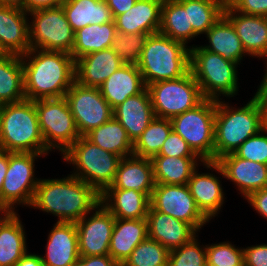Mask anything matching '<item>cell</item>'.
<instances>
[{"label":"cell","instance_id":"obj_1","mask_svg":"<svg viewBox=\"0 0 267 266\" xmlns=\"http://www.w3.org/2000/svg\"><path fill=\"white\" fill-rule=\"evenodd\" d=\"M21 61L28 100L65 97L76 81L75 60L69 53L30 49Z\"/></svg>","mask_w":267,"mask_h":266},{"label":"cell","instance_id":"obj_2","mask_svg":"<svg viewBox=\"0 0 267 266\" xmlns=\"http://www.w3.org/2000/svg\"><path fill=\"white\" fill-rule=\"evenodd\" d=\"M100 203V193L84 181L68 175L39 179L31 207L58 217V222H77Z\"/></svg>","mask_w":267,"mask_h":266},{"label":"cell","instance_id":"obj_3","mask_svg":"<svg viewBox=\"0 0 267 266\" xmlns=\"http://www.w3.org/2000/svg\"><path fill=\"white\" fill-rule=\"evenodd\" d=\"M0 149L45 155L51 152L45 146L34 101L0 105Z\"/></svg>","mask_w":267,"mask_h":266},{"label":"cell","instance_id":"obj_4","mask_svg":"<svg viewBox=\"0 0 267 266\" xmlns=\"http://www.w3.org/2000/svg\"><path fill=\"white\" fill-rule=\"evenodd\" d=\"M220 100L215 113L214 161L235 153L248 138L261 131L262 105L255 96L237 109Z\"/></svg>","mask_w":267,"mask_h":266},{"label":"cell","instance_id":"obj_5","mask_svg":"<svg viewBox=\"0 0 267 266\" xmlns=\"http://www.w3.org/2000/svg\"><path fill=\"white\" fill-rule=\"evenodd\" d=\"M160 32L150 34L137 67L145 86L177 79L190 70V47Z\"/></svg>","mask_w":267,"mask_h":266},{"label":"cell","instance_id":"obj_6","mask_svg":"<svg viewBox=\"0 0 267 266\" xmlns=\"http://www.w3.org/2000/svg\"><path fill=\"white\" fill-rule=\"evenodd\" d=\"M238 65L201 46H190V71L206 99L219 100L221 94L225 97L237 95Z\"/></svg>","mask_w":267,"mask_h":266},{"label":"cell","instance_id":"obj_7","mask_svg":"<svg viewBox=\"0 0 267 266\" xmlns=\"http://www.w3.org/2000/svg\"><path fill=\"white\" fill-rule=\"evenodd\" d=\"M62 158L75 166L71 175L91 185L100 194L113 183L121 160L120 156L103 150L85 136L74 142Z\"/></svg>","mask_w":267,"mask_h":266},{"label":"cell","instance_id":"obj_8","mask_svg":"<svg viewBox=\"0 0 267 266\" xmlns=\"http://www.w3.org/2000/svg\"><path fill=\"white\" fill-rule=\"evenodd\" d=\"M216 106L217 100L205 98L194 108L170 119L172 130L203 161H214Z\"/></svg>","mask_w":267,"mask_h":266},{"label":"cell","instance_id":"obj_9","mask_svg":"<svg viewBox=\"0 0 267 266\" xmlns=\"http://www.w3.org/2000/svg\"><path fill=\"white\" fill-rule=\"evenodd\" d=\"M155 117L171 119L200 104L205 98L189 70L184 76L146 86Z\"/></svg>","mask_w":267,"mask_h":266},{"label":"cell","instance_id":"obj_10","mask_svg":"<svg viewBox=\"0 0 267 266\" xmlns=\"http://www.w3.org/2000/svg\"><path fill=\"white\" fill-rule=\"evenodd\" d=\"M45 146L64 152L81 136L65 97L35 100Z\"/></svg>","mask_w":267,"mask_h":266},{"label":"cell","instance_id":"obj_11","mask_svg":"<svg viewBox=\"0 0 267 266\" xmlns=\"http://www.w3.org/2000/svg\"><path fill=\"white\" fill-rule=\"evenodd\" d=\"M29 42L31 49L61 51L71 54L74 31L62 6L29 12Z\"/></svg>","mask_w":267,"mask_h":266},{"label":"cell","instance_id":"obj_12","mask_svg":"<svg viewBox=\"0 0 267 266\" xmlns=\"http://www.w3.org/2000/svg\"><path fill=\"white\" fill-rule=\"evenodd\" d=\"M45 154L9 152V165L1 191V207L15 212V206H31L39 179L35 159Z\"/></svg>","mask_w":267,"mask_h":266},{"label":"cell","instance_id":"obj_13","mask_svg":"<svg viewBox=\"0 0 267 266\" xmlns=\"http://www.w3.org/2000/svg\"><path fill=\"white\" fill-rule=\"evenodd\" d=\"M65 98L80 136H85L113 117V109L97 87H86L75 81Z\"/></svg>","mask_w":267,"mask_h":266},{"label":"cell","instance_id":"obj_14","mask_svg":"<svg viewBox=\"0 0 267 266\" xmlns=\"http://www.w3.org/2000/svg\"><path fill=\"white\" fill-rule=\"evenodd\" d=\"M150 206L156 211L190 224L197 232L209 222L197 208L187 184H155Z\"/></svg>","mask_w":267,"mask_h":266},{"label":"cell","instance_id":"obj_15","mask_svg":"<svg viewBox=\"0 0 267 266\" xmlns=\"http://www.w3.org/2000/svg\"><path fill=\"white\" fill-rule=\"evenodd\" d=\"M207 169H214L227 180L234 182L246 199L251 193L267 188V165L238 157L235 153L217 161H203Z\"/></svg>","mask_w":267,"mask_h":266},{"label":"cell","instance_id":"obj_16","mask_svg":"<svg viewBox=\"0 0 267 266\" xmlns=\"http://www.w3.org/2000/svg\"><path fill=\"white\" fill-rule=\"evenodd\" d=\"M92 216L86 214L75 222L78 234L80 257L109 255V244L115 217L101 204L95 207Z\"/></svg>","mask_w":267,"mask_h":266},{"label":"cell","instance_id":"obj_17","mask_svg":"<svg viewBox=\"0 0 267 266\" xmlns=\"http://www.w3.org/2000/svg\"><path fill=\"white\" fill-rule=\"evenodd\" d=\"M224 15L234 26L246 53L267 60V17L239 13L228 3Z\"/></svg>","mask_w":267,"mask_h":266},{"label":"cell","instance_id":"obj_18","mask_svg":"<svg viewBox=\"0 0 267 266\" xmlns=\"http://www.w3.org/2000/svg\"><path fill=\"white\" fill-rule=\"evenodd\" d=\"M27 16L23 9L0 6V53L22 56L31 49Z\"/></svg>","mask_w":267,"mask_h":266},{"label":"cell","instance_id":"obj_19","mask_svg":"<svg viewBox=\"0 0 267 266\" xmlns=\"http://www.w3.org/2000/svg\"><path fill=\"white\" fill-rule=\"evenodd\" d=\"M43 266H72L80 257L75 222H56L48 235Z\"/></svg>","mask_w":267,"mask_h":266},{"label":"cell","instance_id":"obj_20","mask_svg":"<svg viewBox=\"0 0 267 266\" xmlns=\"http://www.w3.org/2000/svg\"><path fill=\"white\" fill-rule=\"evenodd\" d=\"M148 237L169 251L189 242L197 231L188 223L149 207L147 214Z\"/></svg>","mask_w":267,"mask_h":266},{"label":"cell","instance_id":"obj_21","mask_svg":"<svg viewBox=\"0 0 267 266\" xmlns=\"http://www.w3.org/2000/svg\"><path fill=\"white\" fill-rule=\"evenodd\" d=\"M124 63L112 48L88 53L75 61L76 81L86 87H99Z\"/></svg>","mask_w":267,"mask_h":266},{"label":"cell","instance_id":"obj_22","mask_svg":"<svg viewBox=\"0 0 267 266\" xmlns=\"http://www.w3.org/2000/svg\"><path fill=\"white\" fill-rule=\"evenodd\" d=\"M113 117L120 122L134 143L155 118L147 88L115 107Z\"/></svg>","mask_w":267,"mask_h":266},{"label":"cell","instance_id":"obj_23","mask_svg":"<svg viewBox=\"0 0 267 266\" xmlns=\"http://www.w3.org/2000/svg\"><path fill=\"white\" fill-rule=\"evenodd\" d=\"M101 204L119 219L147 218L150 197L138 190L106 188L100 194Z\"/></svg>","mask_w":267,"mask_h":266},{"label":"cell","instance_id":"obj_24","mask_svg":"<svg viewBox=\"0 0 267 266\" xmlns=\"http://www.w3.org/2000/svg\"><path fill=\"white\" fill-rule=\"evenodd\" d=\"M154 187L155 180L151 159L132 155L121 158L115 179L107 188L138 190L151 197Z\"/></svg>","mask_w":267,"mask_h":266},{"label":"cell","instance_id":"obj_25","mask_svg":"<svg viewBox=\"0 0 267 266\" xmlns=\"http://www.w3.org/2000/svg\"><path fill=\"white\" fill-rule=\"evenodd\" d=\"M163 0H137L127 12L118 15L114 21L116 31L154 34L159 31Z\"/></svg>","mask_w":267,"mask_h":266},{"label":"cell","instance_id":"obj_26","mask_svg":"<svg viewBox=\"0 0 267 266\" xmlns=\"http://www.w3.org/2000/svg\"><path fill=\"white\" fill-rule=\"evenodd\" d=\"M98 88L104 99L114 109L128 97L141 93L146 86L137 65L123 64Z\"/></svg>","mask_w":267,"mask_h":266},{"label":"cell","instance_id":"obj_27","mask_svg":"<svg viewBox=\"0 0 267 266\" xmlns=\"http://www.w3.org/2000/svg\"><path fill=\"white\" fill-rule=\"evenodd\" d=\"M148 237L147 219H119L109 244V255L121 266L136 246Z\"/></svg>","mask_w":267,"mask_h":266},{"label":"cell","instance_id":"obj_28","mask_svg":"<svg viewBox=\"0 0 267 266\" xmlns=\"http://www.w3.org/2000/svg\"><path fill=\"white\" fill-rule=\"evenodd\" d=\"M197 172V169L193 172L187 185L197 208L208 220H211L221 210L225 194L216 175Z\"/></svg>","mask_w":267,"mask_h":266},{"label":"cell","instance_id":"obj_29","mask_svg":"<svg viewBox=\"0 0 267 266\" xmlns=\"http://www.w3.org/2000/svg\"><path fill=\"white\" fill-rule=\"evenodd\" d=\"M209 44L201 46L212 53L219 54L226 60L241 63L247 55L236 30L229 19L223 15L206 32Z\"/></svg>","mask_w":267,"mask_h":266},{"label":"cell","instance_id":"obj_30","mask_svg":"<svg viewBox=\"0 0 267 266\" xmlns=\"http://www.w3.org/2000/svg\"><path fill=\"white\" fill-rule=\"evenodd\" d=\"M61 6L74 32L87 25L114 20L105 0H63Z\"/></svg>","mask_w":267,"mask_h":266},{"label":"cell","instance_id":"obj_31","mask_svg":"<svg viewBox=\"0 0 267 266\" xmlns=\"http://www.w3.org/2000/svg\"><path fill=\"white\" fill-rule=\"evenodd\" d=\"M19 217L15 211L0 225V266H16L28 251Z\"/></svg>","mask_w":267,"mask_h":266},{"label":"cell","instance_id":"obj_32","mask_svg":"<svg viewBox=\"0 0 267 266\" xmlns=\"http://www.w3.org/2000/svg\"><path fill=\"white\" fill-rule=\"evenodd\" d=\"M200 159V160H199ZM155 184H188L193 172L198 169L200 157L154 156L152 159Z\"/></svg>","mask_w":267,"mask_h":266},{"label":"cell","instance_id":"obj_33","mask_svg":"<svg viewBox=\"0 0 267 266\" xmlns=\"http://www.w3.org/2000/svg\"><path fill=\"white\" fill-rule=\"evenodd\" d=\"M116 33L114 20L103 24L87 25L75 31L71 53L73 59L76 61L88 53L111 48Z\"/></svg>","mask_w":267,"mask_h":266},{"label":"cell","instance_id":"obj_34","mask_svg":"<svg viewBox=\"0 0 267 266\" xmlns=\"http://www.w3.org/2000/svg\"><path fill=\"white\" fill-rule=\"evenodd\" d=\"M26 99L21 56L0 54V105Z\"/></svg>","mask_w":267,"mask_h":266},{"label":"cell","instance_id":"obj_35","mask_svg":"<svg viewBox=\"0 0 267 266\" xmlns=\"http://www.w3.org/2000/svg\"><path fill=\"white\" fill-rule=\"evenodd\" d=\"M85 137L103 150L112 152L121 158L133 155V142L127 131L114 117L92 129Z\"/></svg>","mask_w":267,"mask_h":266},{"label":"cell","instance_id":"obj_36","mask_svg":"<svg viewBox=\"0 0 267 266\" xmlns=\"http://www.w3.org/2000/svg\"><path fill=\"white\" fill-rule=\"evenodd\" d=\"M158 32L185 45L198 36L193 27L189 26L188 9L178 0H163Z\"/></svg>","mask_w":267,"mask_h":266},{"label":"cell","instance_id":"obj_37","mask_svg":"<svg viewBox=\"0 0 267 266\" xmlns=\"http://www.w3.org/2000/svg\"><path fill=\"white\" fill-rule=\"evenodd\" d=\"M188 9L189 26L197 35L206 34L224 15L227 0H178Z\"/></svg>","mask_w":267,"mask_h":266},{"label":"cell","instance_id":"obj_38","mask_svg":"<svg viewBox=\"0 0 267 266\" xmlns=\"http://www.w3.org/2000/svg\"><path fill=\"white\" fill-rule=\"evenodd\" d=\"M171 131L170 119L155 117L147 129L133 143V155L152 159L158 155Z\"/></svg>","mask_w":267,"mask_h":266},{"label":"cell","instance_id":"obj_39","mask_svg":"<svg viewBox=\"0 0 267 266\" xmlns=\"http://www.w3.org/2000/svg\"><path fill=\"white\" fill-rule=\"evenodd\" d=\"M169 252L162 244L147 237L121 266H168Z\"/></svg>","mask_w":267,"mask_h":266},{"label":"cell","instance_id":"obj_40","mask_svg":"<svg viewBox=\"0 0 267 266\" xmlns=\"http://www.w3.org/2000/svg\"><path fill=\"white\" fill-rule=\"evenodd\" d=\"M148 36V33L127 34L117 32L112 41L111 48L124 64L137 65Z\"/></svg>","mask_w":267,"mask_h":266},{"label":"cell","instance_id":"obj_41","mask_svg":"<svg viewBox=\"0 0 267 266\" xmlns=\"http://www.w3.org/2000/svg\"><path fill=\"white\" fill-rule=\"evenodd\" d=\"M197 236L169 252L168 266H207L206 245L202 248Z\"/></svg>","mask_w":267,"mask_h":266},{"label":"cell","instance_id":"obj_42","mask_svg":"<svg viewBox=\"0 0 267 266\" xmlns=\"http://www.w3.org/2000/svg\"><path fill=\"white\" fill-rule=\"evenodd\" d=\"M207 266H244L243 249L230 242L206 245Z\"/></svg>","mask_w":267,"mask_h":266},{"label":"cell","instance_id":"obj_43","mask_svg":"<svg viewBox=\"0 0 267 266\" xmlns=\"http://www.w3.org/2000/svg\"><path fill=\"white\" fill-rule=\"evenodd\" d=\"M235 154L242 159L267 165V135L259 131L248 138Z\"/></svg>","mask_w":267,"mask_h":266},{"label":"cell","instance_id":"obj_44","mask_svg":"<svg viewBox=\"0 0 267 266\" xmlns=\"http://www.w3.org/2000/svg\"><path fill=\"white\" fill-rule=\"evenodd\" d=\"M156 156L168 157H199L188 146L187 142L173 130L168 135L160 152Z\"/></svg>","mask_w":267,"mask_h":266},{"label":"cell","instance_id":"obj_45","mask_svg":"<svg viewBox=\"0 0 267 266\" xmlns=\"http://www.w3.org/2000/svg\"><path fill=\"white\" fill-rule=\"evenodd\" d=\"M237 12L267 17V0H227Z\"/></svg>","mask_w":267,"mask_h":266},{"label":"cell","instance_id":"obj_46","mask_svg":"<svg viewBox=\"0 0 267 266\" xmlns=\"http://www.w3.org/2000/svg\"><path fill=\"white\" fill-rule=\"evenodd\" d=\"M244 266H267V244L243 248Z\"/></svg>","mask_w":267,"mask_h":266},{"label":"cell","instance_id":"obj_47","mask_svg":"<svg viewBox=\"0 0 267 266\" xmlns=\"http://www.w3.org/2000/svg\"><path fill=\"white\" fill-rule=\"evenodd\" d=\"M246 200L259 215L267 219V188L251 193Z\"/></svg>","mask_w":267,"mask_h":266},{"label":"cell","instance_id":"obj_48","mask_svg":"<svg viewBox=\"0 0 267 266\" xmlns=\"http://www.w3.org/2000/svg\"><path fill=\"white\" fill-rule=\"evenodd\" d=\"M72 266H120L110 255L79 257Z\"/></svg>","mask_w":267,"mask_h":266},{"label":"cell","instance_id":"obj_49","mask_svg":"<svg viewBox=\"0 0 267 266\" xmlns=\"http://www.w3.org/2000/svg\"><path fill=\"white\" fill-rule=\"evenodd\" d=\"M137 0H105L107 6L110 8L113 18L121 15L135 4Z\"/></svg>","mask_w":267,"mask_h":266},{"label":"cell","instance_id":"obj_50","mask_svg":"<svg viewBox=\"0 0 267 266\" xmlns=\"http://www.w3.org/2000/svg\"><path fill=\"white\" fill-rule=\"evenodd\" d=\"M63 0H25V12L29 13L38 9L58 7Z\"/></svg>","mask_w":267,"mask_h":266},{"label":"cell","instance_id":"obj_51","mask_svg":"<svg viewBox=\"0 0 267 266\" xmlns=\"http://www.w3.org/2000/svg\"><path fill=\"white\" fill-rule=\"evenodd\" d=\"M9 165V152L0 149V207H1V191L4 178L6 176V171Z\"/></svg>","mask_w":267,"mask_h":266},{"label":"cell","instance_id":"obj_52","mask_svg":"<svg viewBox=\"0 0 267 266\" xmlns=\"http://www.w3.org/2000/svg\"><path fill=\"white\" fill-rule=\"evenodd\" d=\"M27 252L16 264V266H43L40 255L28 254Z\"/></svg>","mask_w":267,"mask_h":266},{"label":"cell","instance_id":"obj_53","mask_svg":"<svg viewBox=\"0 0 267 266\" xmlns=\"http://www.w3.org/2000/svg\"><path fill=\"white\" fill-rule=\"evenodd\" d=\"M266 65H267V61H266ZM265 71L266 72L264 74L263 80L261 81V84L259 85V88L254 96L259 100L261 105L267 106V68Z\"/></svg>","mask_w":267,"mask_h":266},{"label":"cell","instance_id":"obj_54","mask_svg":"<svg viewBox=\"0 0 267 266\" xmlns=\"http://www.w3.org/2000/svg\"><path fill=\"white\" fill-rule=\"evenodd\" d=\"M0 6H10L25 11V0H0Z\"/></svg>","mask_w":267,"mask_h":266},{"label":"cell","instance_id":"obj_55","mask_svg":"<svg viewBox=\"0 0 267 266\" xmlns=\"http://www.w3.org/2000/svg\"><path fill=\"white\" fill-rule=\"evenodd\" d=\"M261 131L267 135V106L262 105Z\"/></svg>","mask_w":267,"mask_h":266},{"label":"cell","instance_id":"obj_56","mask_svg":"<svg viewBox=\"0 0 267 266\" xmlns=\"http://www.w3.org/2000/svg\"><path fill=\"white\" fill-rule=\"evenodd\" d=\"M13 213V211H10L9 209L0 207V225Z\"/></svg>","mask_w":267,"mask_h":266}]
</instances>
